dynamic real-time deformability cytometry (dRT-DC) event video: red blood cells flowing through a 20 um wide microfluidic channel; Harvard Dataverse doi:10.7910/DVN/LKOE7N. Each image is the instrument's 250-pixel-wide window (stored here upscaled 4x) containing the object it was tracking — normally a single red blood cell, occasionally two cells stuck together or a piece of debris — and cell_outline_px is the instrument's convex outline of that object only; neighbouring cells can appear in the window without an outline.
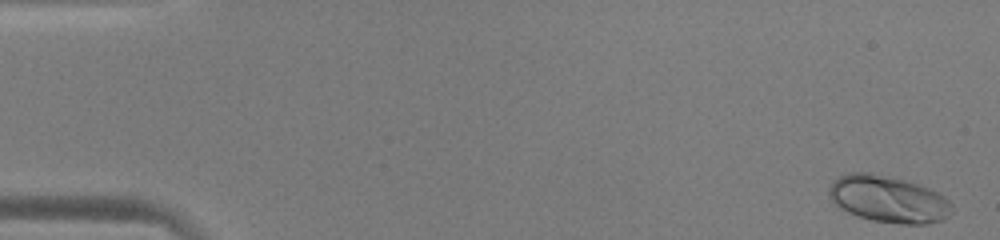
{"species": "human", "species_latin": "Homo sapiens", "temperature_condition": "warm", "stored_images_in_passage": 52, "camera_frame_rate_fps": 3000, "um_per_image_px": 0.085, "donor": {"sex": "male"}, "frame": {"image": 1, "passage_image": 1, "time_ms": 0.0, "image_size_px": [1000, 240], "cell_outline_px": [[952, 212], [944, 220], [924, 224], [900, 224], [872, 220], [848, 212], [840, 208], [828, 196], [828, 188], [832, 180], [848, 172], [872, 172], [904, 180], [928, 188], [944, 196], [952, 204]], "centroid_in_image_um": [75.49, 16.92], "position_along_channel_um": 9.5, "area_um2": 33.58}}
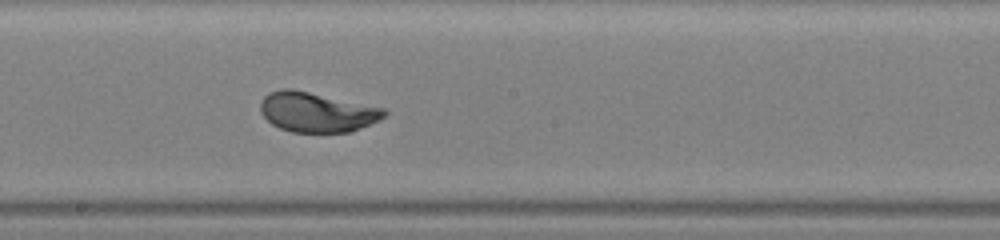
{"frame": {"image": 2, "passage_image": 29, "time_ms": 9.333, "image_size_px": [1000, 240], "cell_outline_px": [[388, 112], [384, 116], [352, 132], [292, 132], [280, 128], [272, 124], [260, 112], [260, 104], [264, 96], [272, 92], [284, 88], [292, 88], [384, 108]], "centroid_in_image_um": [26.9, 9.53], "position_along_channel_um": 221.3, "area_um2": 28.44}}
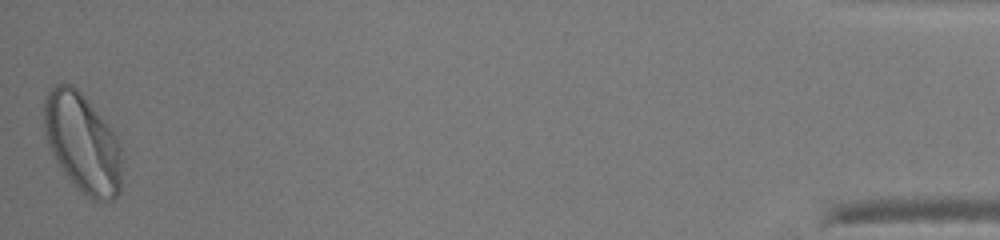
{"frame": {"image": 3, "passage_image": 52, "time_ms": 17.0, "image_size_px": [1000, 240], "cell_outline_px": [[120, 192], [112, 200], [96, 200], [88, 196], [64, 172], [56, 160], [48, 144], [44, 132], [44, 100], [48, 88], [52, 84], [72, 84], [84, 96], [116, 136], [120, 144]], "centroid_in_image_um": [6.98, 12.1], "position_along_channel_um": 428.2, "area_um2": 44.16}, "authors_computed_cell_mechanics": {"area_um2": 29.1601, "velocity_mm_per_s": 3.9072, "shape_relaxation_time_tau1_ms": 2.3182, "shape_relaxation_time_tau2_ms": null, "deformation_change_tau1": 0.156, "deformation_change_tau2": null}}